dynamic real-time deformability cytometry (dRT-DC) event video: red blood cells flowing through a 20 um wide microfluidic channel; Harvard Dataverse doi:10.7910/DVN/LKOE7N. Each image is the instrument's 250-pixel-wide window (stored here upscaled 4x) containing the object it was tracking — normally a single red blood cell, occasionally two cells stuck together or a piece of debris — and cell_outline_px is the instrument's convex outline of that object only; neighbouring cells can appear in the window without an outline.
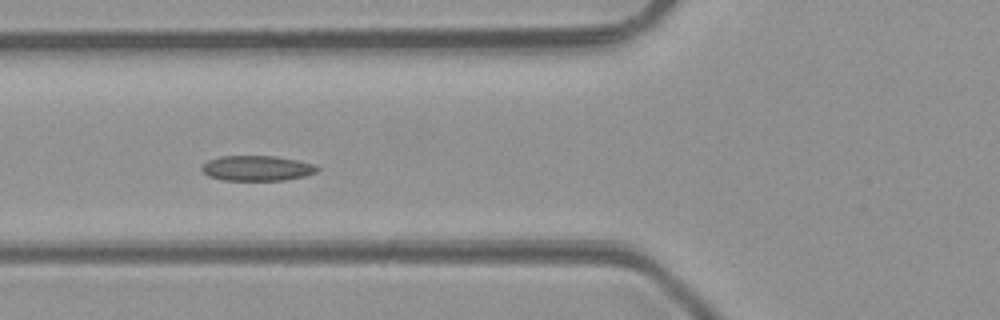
{"species": "common noctule bat (a hibernating species)", "species_latin": "Nyctalus noctula", "temperature_condition": "room temperature", "stored_images_in_passage": 5, "camera_frame_rate_fps": 3000, "um_per_image_px": 0.085, "animal": {"sex": "male", "body_mass_g": 23.1, "forearm_length_mm": 52.7}, "frame": {"image": 1, "passage_image": 4, "time_ms": 4.0, "image_size_px": [1000, 320], "cell_outline_px": [[320, 168], [316, 172], [304, 176], [284, 180], [224, 180], [208, 176], [200, 168], [208, 160], [220, 156], [276, 156], [316, 164]], "centroid_in_image_um": [21.86, 14.29], "position_along_channel_um": 103.9, "area_um2": 16.94}}
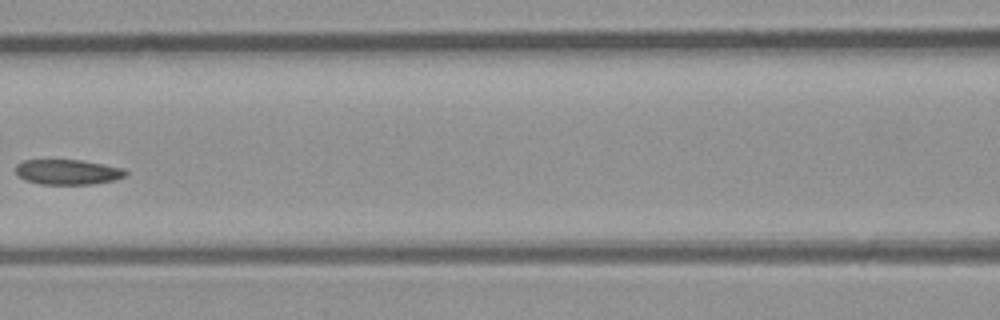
{"frame": {"image": 2, "passage_image": 5, "time_ms": 5.333, "image_size_px": [1000, 320], "cell_outline_px": [[128, 172], [124, 176], [112, 180], [92, 184], [40, 184], [24, 180], [16, 176], [16, 164], [24, 160], [80, 160], [124, 168]], "centroid_in_image_um": [5.7, 14.62], "position_along_channel_um": 160.9, "area_um2": 16.07}}